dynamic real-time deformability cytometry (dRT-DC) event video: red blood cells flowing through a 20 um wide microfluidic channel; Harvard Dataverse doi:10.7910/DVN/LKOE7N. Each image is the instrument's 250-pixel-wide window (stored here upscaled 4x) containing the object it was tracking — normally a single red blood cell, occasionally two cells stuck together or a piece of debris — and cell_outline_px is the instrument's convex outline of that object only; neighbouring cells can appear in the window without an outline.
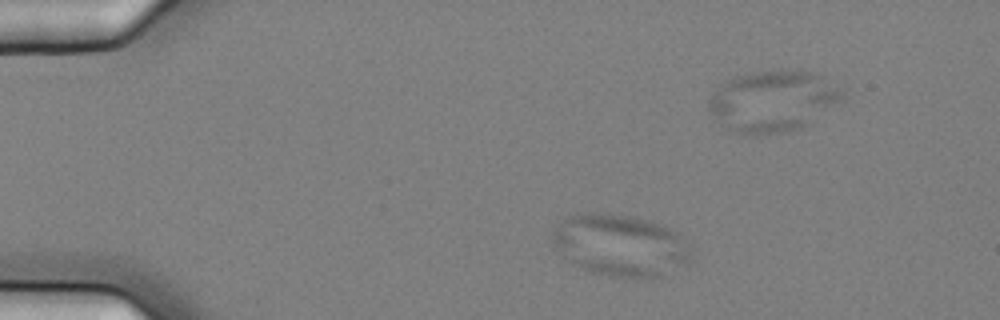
{"species": "common noctule bat (a hibernating species)", "species_latin": "Nyctalus noctula", "temperature_condition": "cold", "stored_images_in_passage": 6, "camera_frame_rate_fps": 3000, "um_per_image_px": 0.085, "animal": {"sex": "female", "body_mass_g": 25.1}, "frame": {"image": 1, "passage_image": 2, "time_ms": 0.333, "image_size_px": [1000, 320], "cell_outline_px": [[692, 260], [652, 280], [608, 276], [588, 272], [572, 264], [564, 256], [552, 240], [552, 232], [568, 216], [588, 212], [600, 212], [628, 216], [644, 220], [668, 228], [676, 232], [692, 244]], "centroid_in_image_um": [52.77, 20.89], "position_along_channel_um": 32.2, "area_um2": 50.17}}
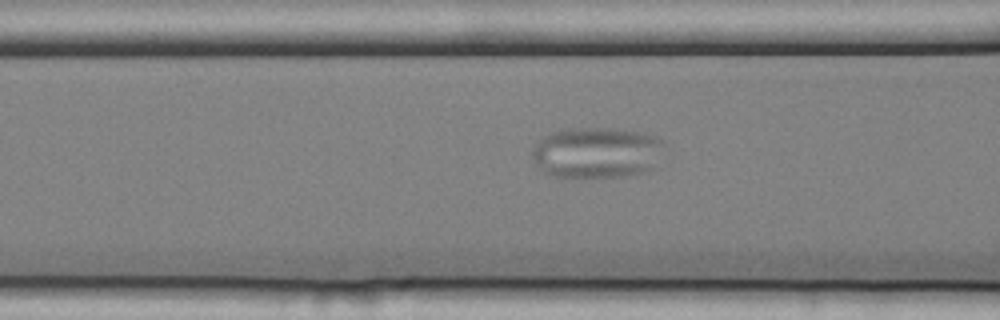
{"frame": {"image": 2, "passage_image": 6, "time_ms": 1.667, "image_size_px": [1000, 320], "cell_outline_px": [[668, 144], [656, 168], [624, 176], [552, 176], [544, 172], [536, 164], [532, 156], [532, 152], [536, 144], [544, 136], [552, 132], [564, 128], [612, 128], [636, 132], [656, 136], [664, 140]], "centroid_in_image_um": [50.8, 12.95], "position_along_channel_um": 115.8, "area_um2": 39.48}}